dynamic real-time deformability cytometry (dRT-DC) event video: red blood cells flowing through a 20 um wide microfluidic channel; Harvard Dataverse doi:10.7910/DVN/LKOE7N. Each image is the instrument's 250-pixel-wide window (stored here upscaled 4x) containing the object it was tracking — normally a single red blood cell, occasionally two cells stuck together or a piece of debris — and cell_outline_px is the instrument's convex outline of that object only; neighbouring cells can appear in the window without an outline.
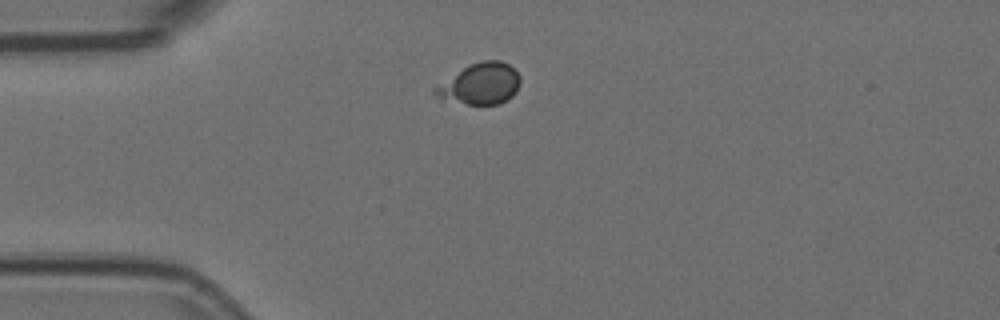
{"species": "Egyptian fruit bat (a non-hibernating species)", "species_latin": "Rousettus aegyptiacus", "temperature_condition": "room temperature", "stored_images_in_passage": 43, "camera_frame_rate_fps": 3000, "um_per_image_px": 0.085, "animal": {"sex": "female"}, "frame": {"image": 1, "passage_image": 1, "time_ms": 0.0, "image_size_px": [1000, 320], "cell_outline_px": [[520, 84], [512, 96], [496, 104], [468, 104], [440, 96], [436, 92], [436, 88], [464, 68], [472, 64], [484, 60], [500, 60], [508, 64], [520, 76]], "centroid_in_image_um": [40.94, 7.1], "position_along_channel_um": 44.1, "area_um2": 19.19}}
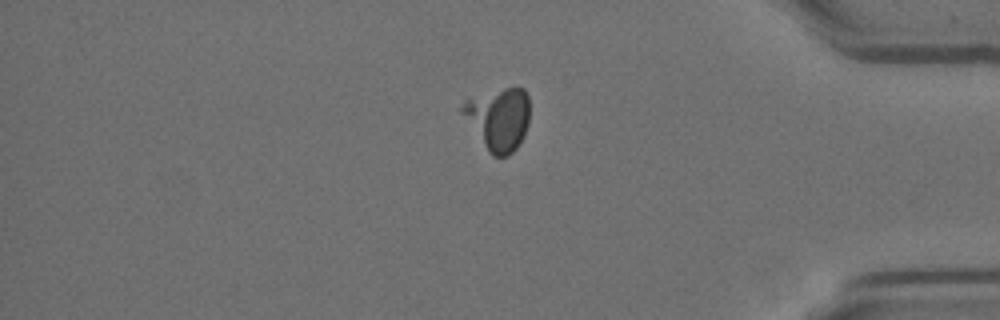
{"frame": {"image": 2, "passage_image": 34, "time_ms": 11.0, "image_size_px": [1000, 320], "cell_outline_px": [[528, 124], [516, 148], [508, 156], [492, 156], [460, 112], [460, 108], [468, 100], [504, 88], [524, 88], [528, 96]], "centroid_in_image_um": [42.38, 10.12], "position_along_channel_um": 392.8, "area_um2": 23.76}}
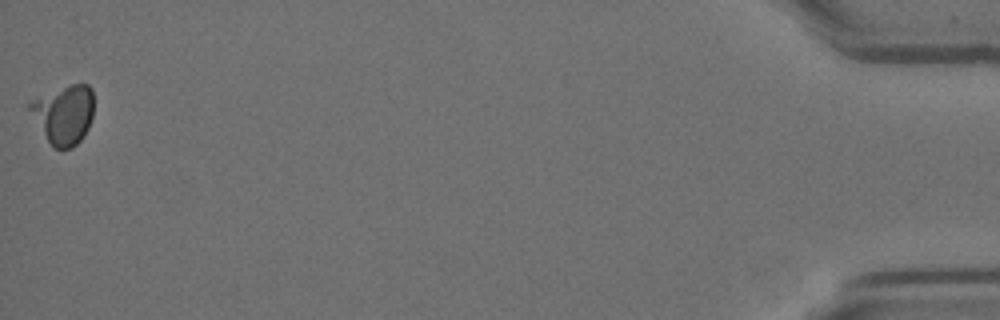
{"frame": {"image": 3, "passage_image": 43, "time_ms": 14.0, "image_size_px": [1000, 320], "cell_outline_px": [[92, 116], [88, 128], [84, 136], [72, 148], [52, 148], [24, 104], [72, 84], [88, 84], [92, 88]], "centroid_in_image_um": [5.41, 9.75], "position_along_channel_um": 429.8, "area_um2": 21.73}}